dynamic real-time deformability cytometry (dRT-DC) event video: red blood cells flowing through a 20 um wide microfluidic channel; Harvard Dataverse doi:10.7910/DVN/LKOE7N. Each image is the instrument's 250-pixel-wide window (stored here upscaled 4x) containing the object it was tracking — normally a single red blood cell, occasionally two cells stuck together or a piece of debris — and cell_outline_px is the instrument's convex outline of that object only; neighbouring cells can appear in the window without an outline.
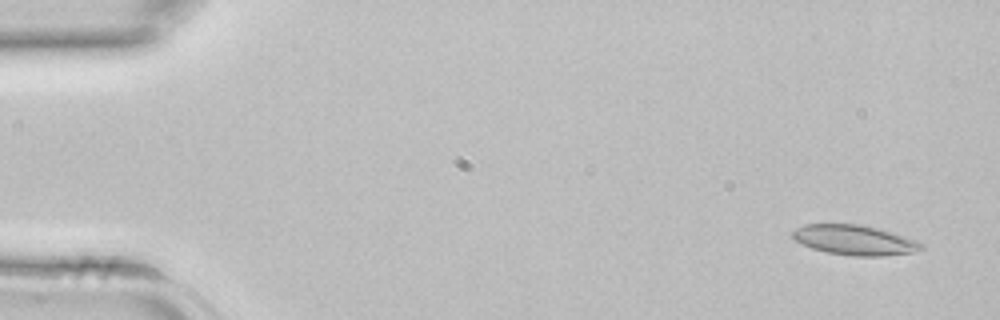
{"species": "common noctule bat (a hibernating species)", "species_latin": "Nyctalus noctula", "temperature_condition": "room temperature", "stored_images_in_passage": 43, "camera_frame_rate_fps": 3000, "um_per_image_px": 0.085, "animal": {"sex": "female", "body_mass_g": 22.7, "forearm_length_mm": 54.2}, "frame": {"image": 1, "passage_image": 3, "time_ms": 0.667, "image_size_px": [1000, 320], "cell_outline_px": [[924, 248], [912, 252], [884, 256], [852, 256], [828, 252], [812, 248], [796, 240], [792, 236], [792, 232], [796, 228], [804, 224], [860, 224], [880, 228], [916, 240], [924, 244]], "centroid_in_image_um": [72.66, 20.39], "position_along_channel_um": 12.3, "area_um2": 22.43}}
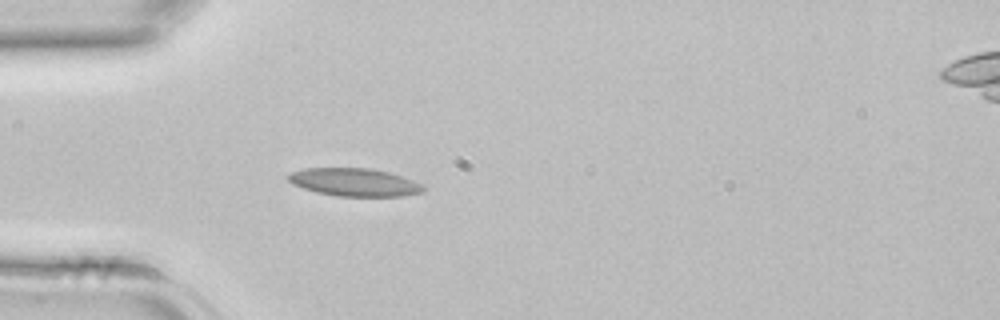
{"frame": {"image": 2, "passage_image": 13, "time_ms": 4.0, "image_size_px": [1000, 320], "cell_outline_px": [[428, 188], [424, 192], [404, 196], [340, 196], [316, 192], [292, 184], [288, 180], [288, 176], [292, 172], [304, 168], [372, 168], [388, 172], [424, 184]], "centroid_in_image_um": [30.18, 15.49], "position_along_channel_um": 54.8, "area_um2": 22.02}}
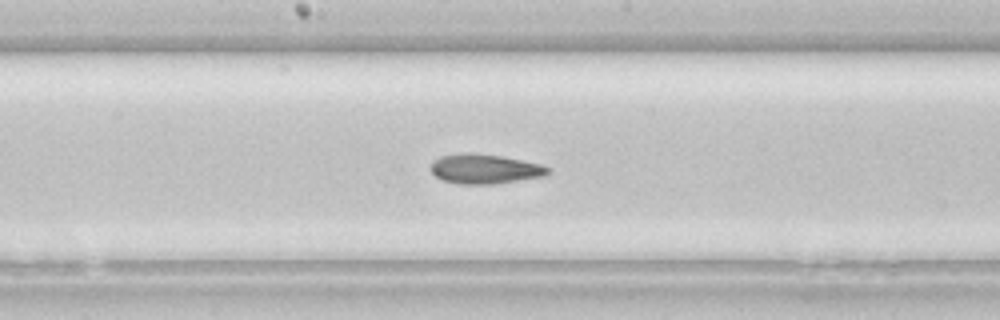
{"frame": {"image": 3, "passage_image": 23, "time_ms": 7.333, "image_size_px": [1000, 320], "cell_outline_px": [[552, 172], [548, 176], [492, 184], [460, 184], [440, 180], [432, 172], [432, 164], [440, 156], [468, 152], [500, 156], [540, 164], [552, 168]], "centroid_in_image_um": [41.27, 14.37], "position_along_channel_um": 206.9, "area_um2": 20.23}}